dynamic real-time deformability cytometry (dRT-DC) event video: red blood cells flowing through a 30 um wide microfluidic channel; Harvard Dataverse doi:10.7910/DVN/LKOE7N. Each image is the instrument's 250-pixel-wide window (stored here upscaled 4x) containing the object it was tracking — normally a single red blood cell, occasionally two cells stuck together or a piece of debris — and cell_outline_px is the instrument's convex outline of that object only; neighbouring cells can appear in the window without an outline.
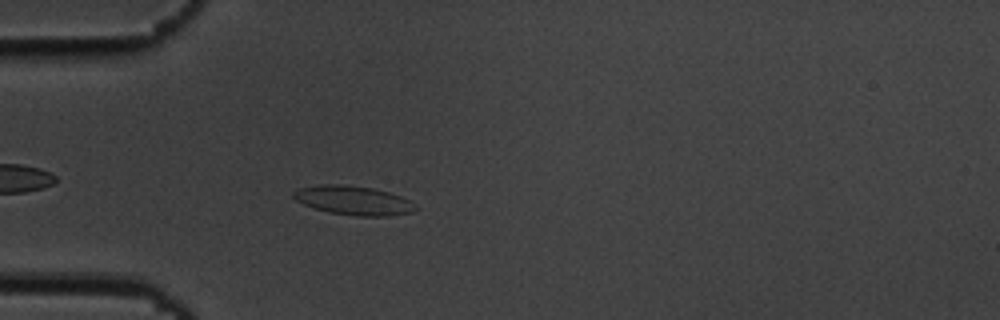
{"species": "common noctule bat (a hibernating species)", "species_latin": "Nyctalus noctula", "temperature_condition": "cold", "stored_images_in_passage": 45, "camera_frame_rate_fps": 3000, "um_per_image_px": 0.085, "animal": {"sex": "male", "body_mass_g": 19.5, "forearm_length_mm": 54.6}, "frame": {"image": 1, "passage_image": 6, "time_ms": 1.667, "image_size_px": [1000, 320], "cell_outline_px": [[420, 208], [412, 212], [388, 216], [356, 216], [328, 212], [304, 204], [296, 200], [292, 196], [292, 192], [300, 188], [320, 184], [340, 184], [372, 188], [388, 192], [400, 196], [408, 200]], "centroid_in_image_um": [30.04, 17.04], "position_along_channel_um": 55.0, "area_um2": 20.58}}
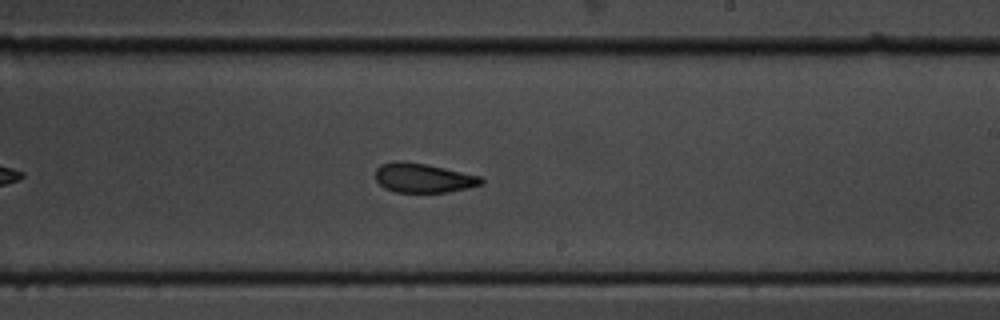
{"frame": {"image": 2, "passage_image": 23, "time_ms": 7.333, "image_size_px": [1000, 320], "cell_outline_px": [[484, 184], [468, 188], [448, 192], [396, 192], [384, 188], [376, 180], [376, 168], [380, 164], [400, 160], [424, 164], [444, 168], [480, 176], [484, 180]], "centroid_in_image_um": [35.97, 15.13], "position_along_channel_um": 253.0, "area_um2": 18.03}}
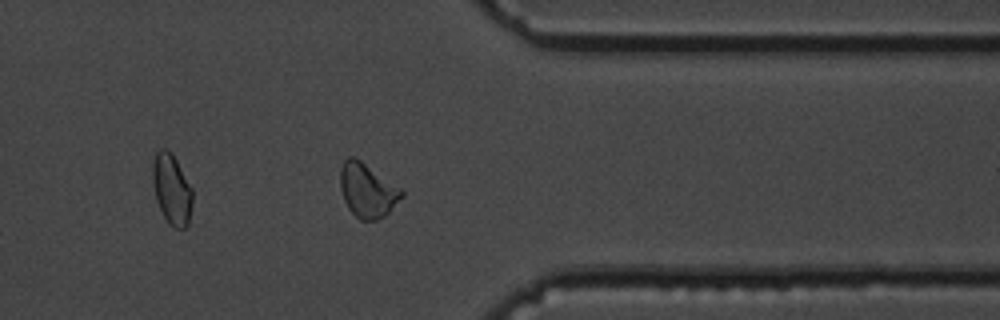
{"frame": {"image": 3, "passage_image": 34, "time_ms": 11.0, "image_size_px": [1000, 320], "cell_outline_px": [[404, 196], [384, 216], [376, 220], [360, 220], [348, 208], [344, 200], [340, 188], [340, 168], [344, 160], [348, 156], [352, 156], [360, 160], [400, 188], [404, 192]], "centroid_in_image_um": [31.21, 16.18], "position_along_channel_um": 380.2, "area_um2": 19.13}, "authors_computed_cell_mechanics": {"area_um2": 19.4208, "velocity_mm_per_s": 3.6457, "shape_relaxation_time_tau1_ms": 5.8834, "shape_relaxation_time_tau2_ms": 3.2619, "deformation_change_tau1": 0.104, "deformation_change_tau2": 0.0803}}